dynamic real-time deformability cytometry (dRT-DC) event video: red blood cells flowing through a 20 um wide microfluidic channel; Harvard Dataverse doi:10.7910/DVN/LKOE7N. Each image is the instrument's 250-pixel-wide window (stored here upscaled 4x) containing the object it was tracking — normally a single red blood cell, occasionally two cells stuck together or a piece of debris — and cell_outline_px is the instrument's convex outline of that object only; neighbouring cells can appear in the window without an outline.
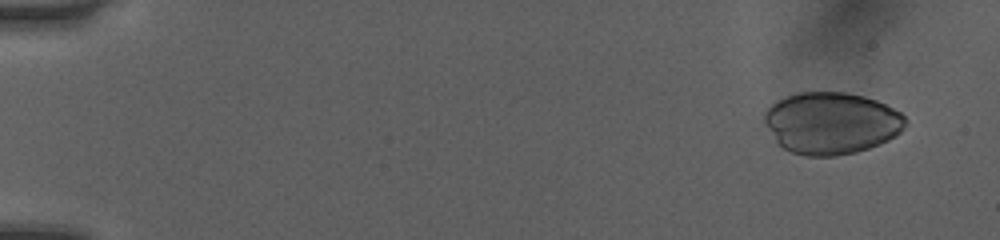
{"species": "human", "species_latin": "Homo sapiens", "temperature_condition": "room temperature", "stored_images_in_passage": 51, "camera_frame_rate_fps": 3000, "um_per_image_px": 0.085, "donor": {"sex": "female"}, "frame": {"image": 1, "passage_image": 4, "time_ms": 1.0, "image_size_px": [1000, 240], "cell_outline_px": [[908, 124], [896, 136], [880, 144], [856, 152], [836, 156], [804, 156], [792, 152], [784, 148], [776, 140], [764, 124], [764, 112], [776, 100], [800, 92], [844, 92], [864, 96], [876, 100], [900, 112], [908, 120]], "centroid_in_image_um": [70.68, 10.46], "position_along_channel_um": 14.3, "area_um2": 50.98}}
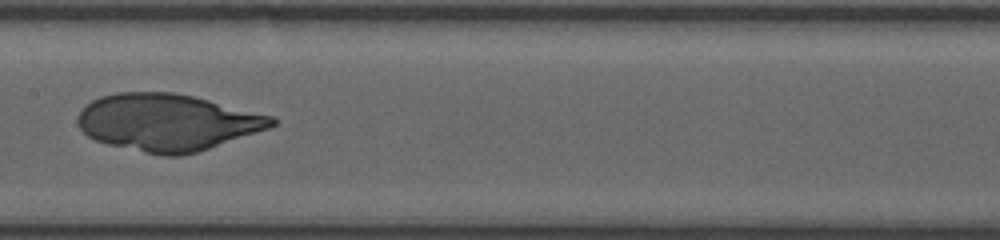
{"frame": {"image": 2, "passage_image": 28, "time_ms": 9.0, "image_size_px": [1000, 240], "cell_outline_px": [[276, 124], [268, 128], [196, 152], [180, 156], [164, 156], [144, 152], [108, 144], [96, 140], [88, 136], [80, 128], [76, 120], [76, 116], [92, 100], [100, 96], [116, 92], [172, 92], [192, 96], [272, 116], [276, 120]], "centroid_in_image_um": [14.18, 10.39], "position_along_channel_um": 193.2, "area_um2": 63.7}}
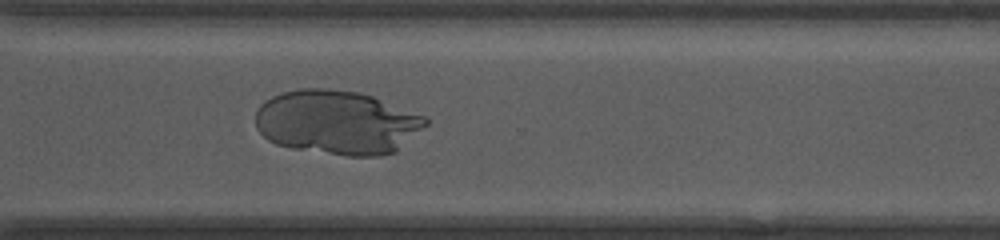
{"frame": {"image": 3, "passage_image": 39, "time_ms": 12.667, "image_size_px": [1000, 240], "cell_outline_px": [[428, 124], [396, 152], [380, 156], [344, 156], [292, 148], [276, 144], [268, 140], [256, 128], [256, 108], [264, 100], [272, 96], [284, 92], [300, 88], [328, 88], [360, 92], [372, 96], [424, 116], [428, 120]], "centroid_in_image_um": [28.63, 10.4], "position_along_channel_um": 342.0, "area_um2": 63.87}}